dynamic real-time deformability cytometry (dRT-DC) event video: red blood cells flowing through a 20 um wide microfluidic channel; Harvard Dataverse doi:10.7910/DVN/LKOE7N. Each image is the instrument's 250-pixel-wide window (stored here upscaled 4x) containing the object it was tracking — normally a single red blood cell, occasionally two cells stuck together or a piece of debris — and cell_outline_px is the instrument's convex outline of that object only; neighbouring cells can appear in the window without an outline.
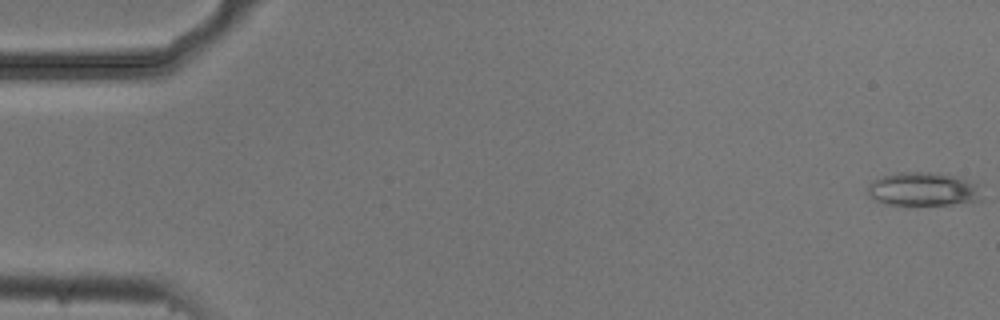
{"species": "common noctule bat (a hibernating species)", "species_latin": "Nyctalus noctula", "temperature_condition": "cold", "stored_images_in_passage": 11, "camera_frame_rate_fps": 3000, "um_per_image_px": 0.085, "animal": {"sex": "male", "body_mass_g": 20.5, "forearm_length_mm": 52.5}, "frame": {"image": 1, "passage_image": 1, "time_ms": 0.0, "image_size_px": [1000, 320], "cell_outline_px": [[984, 200], [952, 204], [884, 204], [872, 200], [868, 192], [868, 184], [872, 180], [896, 172], [932, 172], [956, 176], [976, 184]], "centroid_in_image_um": [78.44, 16.08], "position_along_channel_um": 6.6, "area_um2": 22.31}}